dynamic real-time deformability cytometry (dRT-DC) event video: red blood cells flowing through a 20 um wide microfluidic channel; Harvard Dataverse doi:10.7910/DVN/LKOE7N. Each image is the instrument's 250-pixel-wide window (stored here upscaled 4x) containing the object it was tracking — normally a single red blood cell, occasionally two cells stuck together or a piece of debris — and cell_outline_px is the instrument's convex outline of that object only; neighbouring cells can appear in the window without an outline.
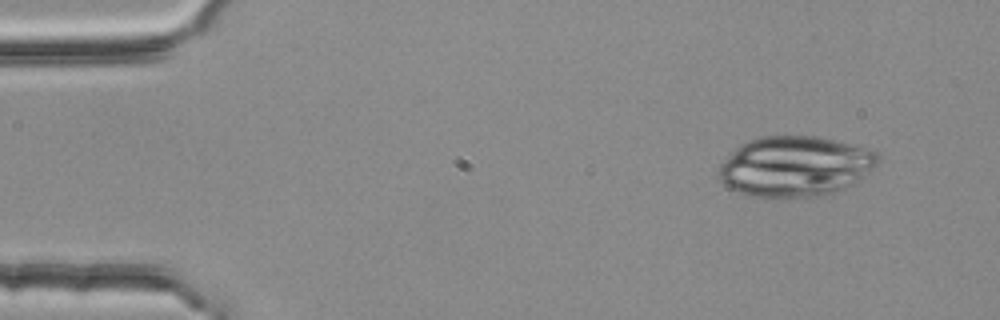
{"species": "common noctule bat (a hibernating species)", "species_latin": "Nyctalus noctula", "temperature_condition": "room temperature", "stored_images_in_passage": 3, "camera_frame_rate_fps": 3000, "um_per_image_px": 0.085, "animal": {"sex": "female", "body_mass_g": 25.1}, "frame": {"image": 1, "passage_image": 1, "time_ms": 0.0, "image_size_px": [1000, 320], "cell_outline_px": [[880, 164], [852, 184], [844, 188], [832, 192], [808, 196], [748, 196], [728, 188], [720, 180], [720, 164], [740, 144], [748, 140], [764, 136], [820, 136], [876, 152], [880, 160]], "centroid_in_image_um": [67.57, 14.12], "position_along_channel_um": 17.4, "area_um2": 55.2}}